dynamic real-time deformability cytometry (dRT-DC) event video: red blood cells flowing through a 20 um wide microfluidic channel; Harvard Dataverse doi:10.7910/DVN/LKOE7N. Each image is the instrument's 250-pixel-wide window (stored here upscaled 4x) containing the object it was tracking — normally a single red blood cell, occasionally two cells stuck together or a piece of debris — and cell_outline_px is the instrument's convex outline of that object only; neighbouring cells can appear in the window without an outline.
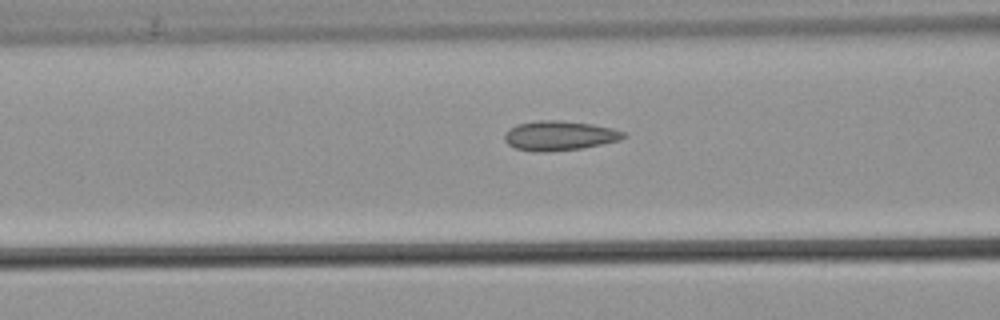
{"species": "common noctule bat (a hibernating species)", "species_latin": "Nyctalus noctula", "temperature_condition": "warm", "stored_images_in_passage": 38, "camera_frame_rate_fps": 3000, "um_per_image_px": 0.085, "animal": {"sex": "male", "body_mass_g": 21.5, "forearm_length_mm": 52.0}, "frame": {"image": 1, "passage_image": 17, "time_ms": 5.333, "image_size_px": [1000, 320], "cell_outline_px": [[628, 136], [620, 140], [580, 148], [540, 152], [516, 148], [508, 144], [504, 140], [504, 136], [516, 124], [536, 120], [560, 120], [592, 124], [612, 128], [628, 132]], "centroid_in_image_um": [47.6, 11.51], "position_along_channel_um": 119.0, "area_um2": 20.35}}
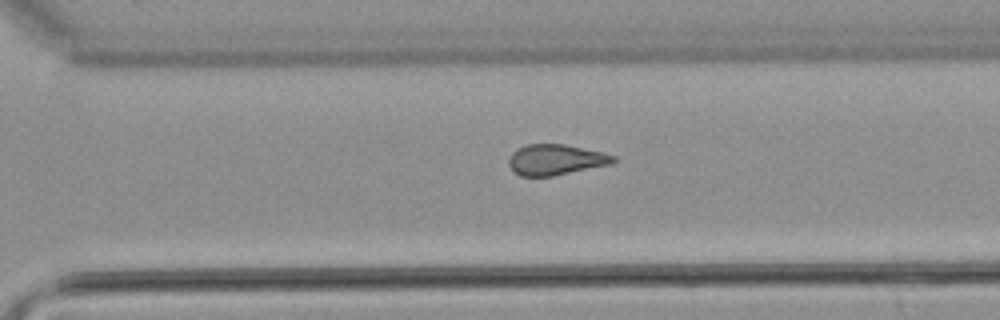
{"frame": {"image": 2, "passage_image": 33, "time_ms": 10.667, "image_size_px": [1000, 320], "cell_outline_px": [[616, 160], [612, 164], [552, 176], [520, 176], [508, 164], [508, 160], [512, 152], [516, 148], [528, 144], [564, 144], [604, 152], [616, 156]], "centroid_in_image_um": [47.25, 13.56], "position_along_channel_um": 323.3, "area_um2": 18.73}}